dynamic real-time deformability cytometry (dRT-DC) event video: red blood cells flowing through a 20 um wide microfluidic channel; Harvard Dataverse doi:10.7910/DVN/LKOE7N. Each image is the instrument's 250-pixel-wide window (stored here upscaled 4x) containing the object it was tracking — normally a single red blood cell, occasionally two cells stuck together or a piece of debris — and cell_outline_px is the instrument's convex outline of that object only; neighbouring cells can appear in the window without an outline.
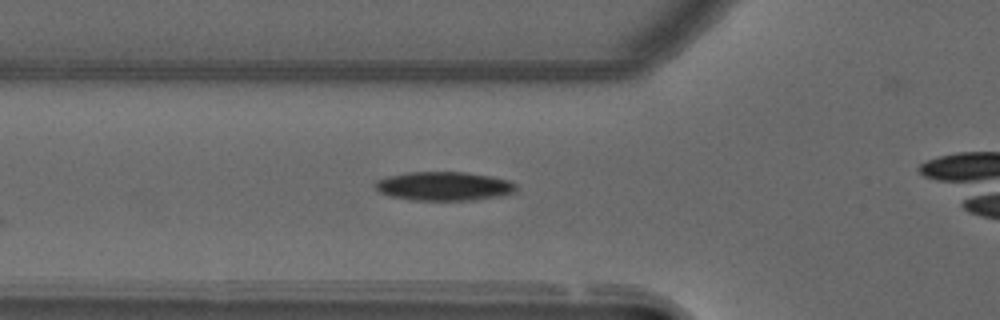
{"species": "common noctule bat (a hibernating species)", "species_latin": "Nyctalus noctula", "temperature_condition": "warm", "stored_images_in_passage": 5, "camera_frame_rate_fps": 3000, "um_per_image_px": 0.085, "animal": {"sex": "male", "forearm_length_mm": 52.5}, "frame": {"image": 1, "passage_image": 2, "time_ms": 0.333, "image_size_px": [1000, 320], "cell_outline_px": [[516, 192], [500, 196], [472, 200], [412, 200], [388, 196], [380, 192], [376, 188], [376, 180], [388, 176], [408, 172], [464, 172], [488, 176], [508, 180], [516, 184]], "centroid_in_image_um": [37.73, 15.83], "position_along_channel_um": 88.1, "area_um2": 23.64}}